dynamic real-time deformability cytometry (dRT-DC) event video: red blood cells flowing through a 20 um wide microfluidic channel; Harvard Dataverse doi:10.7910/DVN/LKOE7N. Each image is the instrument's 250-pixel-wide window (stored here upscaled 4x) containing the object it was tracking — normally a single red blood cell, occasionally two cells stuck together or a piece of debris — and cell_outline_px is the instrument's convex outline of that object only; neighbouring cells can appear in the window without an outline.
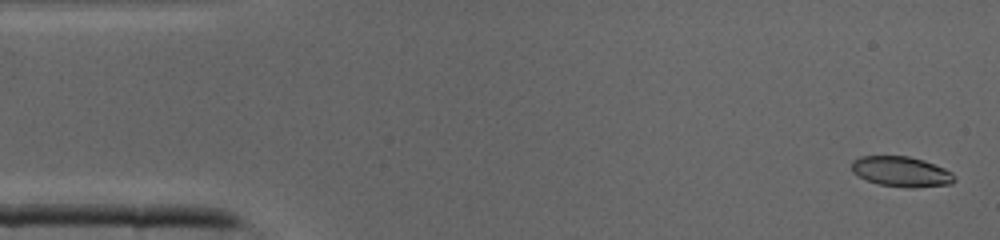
{"species": "common noctule bat (a hibernating species)", "species_latin": "Nyctalus noctula", "temperature_condition": "cold", "stored_images_in_passage": 41, "camera_frame_rate_fps": 3000, "um_per_image_px": 0.085, "animal": {"sex": "male", "body_mass_g": 19.0, "forearm_length_mm": 50.8}, "frame": {"image": 1, "passage_image": 1, "time_ms": 0.0, "image_size_px": [1000, 240], "cell_outline_px": [[956, 180], [952, 184], [912, 188], [908, 188], [880, 184], [868, 180], [852, 172], [852, 160], [860, 156], [908, 156], [924, 160], [944, 168], [952, 172], [956, 176]], "centroid_in_image_um": [76.65, 14.58], "position_along_channel_um": 8.4, "area_um2": 18.15}}
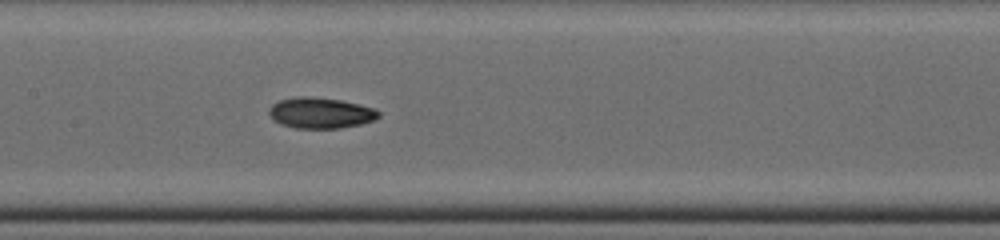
{"frame": {"image": 2, "passage_image": 19, "time_ms": 6.0, "image_size_px": [1000, 240], "cell_outline_px": [[380, 116], [372, 120], [360, 124], [340, 128], [296, 128], [280, 124], [268, 112], [272, 104], [280, 100], [296, 96], [308, 96], [340, 100], [376, 108], [380, 112]], "centroid_in_image_um": [27.26, 9.59], "position_along_channel_um": 180.1, "area_um2": 19.54}}
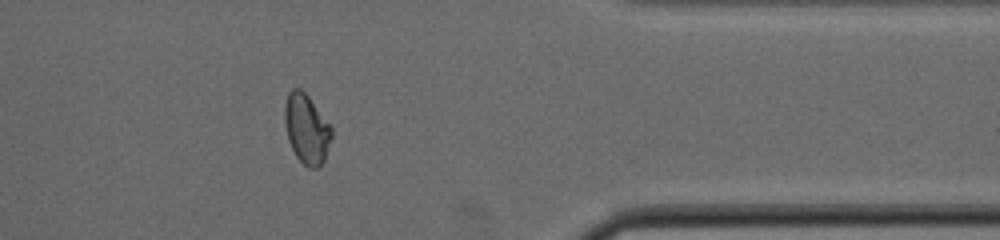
{"frame": {"image": 3, "passage_image": 33, "time_ms": 10.667, "image_size_px": [1000, 240], "cell_outline_px": [[332, 136], [324, 160], [316, 168], [308, 168], [296, 156], [288, 140], [284, 124], [284, 104], [288, 92], [292, 88], [300, 88], [308, 96], [332, 128]], "centroid_in_image_um": [26.03, 10.94], "position_along_channel_um": 385.4, "area_um2": 18.9}}